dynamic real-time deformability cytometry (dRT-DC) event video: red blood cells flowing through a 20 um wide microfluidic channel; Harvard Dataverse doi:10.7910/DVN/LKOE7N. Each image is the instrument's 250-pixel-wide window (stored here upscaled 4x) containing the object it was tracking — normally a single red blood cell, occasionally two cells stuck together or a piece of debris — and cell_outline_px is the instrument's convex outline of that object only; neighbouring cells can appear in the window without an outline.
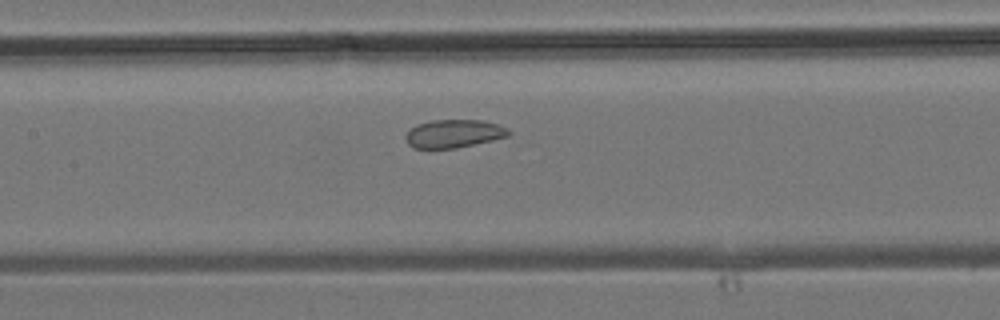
{"species": "common noctule bat (a hibernating species)", "species_latin": "Nyctalus noctula", "temperature_condition": "room temperature", "stored_images_in_passage": 6, "camera_frame_rate_fps": 3000, "um_per_image_px": 0.085, "animal": {"sex": "male", "body_mass_g": 19.2, "forearm_length_mm": 51.8}, "frame": {"image": 1, "passage_image": 6, "time_ms": 1.667, "image_size_px": [1000, 320], "cell_outline_px": [[512, 132], [508, 136], [492, 140], [456, 148], [412, 148], [408, 144], [404, 136], [416, 124], [432, 120], [480, 120], [496, 124], [508, 128]], "centroid_in_image_um": [38.56, 11.36], "position_along_channel_um": 168.8, "area_um2": 16.82}}